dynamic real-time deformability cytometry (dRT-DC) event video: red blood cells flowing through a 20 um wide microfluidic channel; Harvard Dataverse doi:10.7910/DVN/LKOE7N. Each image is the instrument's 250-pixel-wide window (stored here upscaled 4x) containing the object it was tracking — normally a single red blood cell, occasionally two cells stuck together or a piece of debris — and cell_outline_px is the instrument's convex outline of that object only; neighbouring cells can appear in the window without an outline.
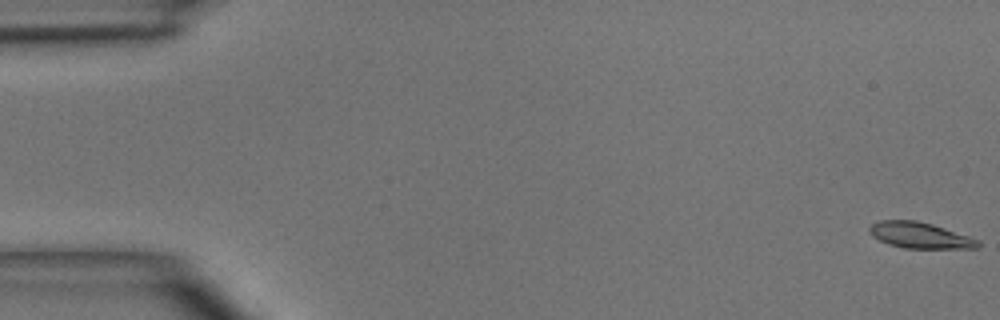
{"species": "common noctule bat (a hibernating species)", "species_latin": "Nyctalus noctula", "temperature_condition": "room temperature", "stored_images_in_passage": 3, "segment_of_instrument_passage": [2, 2], "camera_frame_rate_fps": 3000, "um_per_image_px": 0.085, "animal": {"sex": "male", "body_mass_g": 15.6}, "frame": {"image": 1, "passage_image": 3, "time_ms": 2.333, "image_size_px": [1000, 320], "cell_outline_px": [[980, 248], [904, 248], [888, 244], [872, 236], [868, 232], [868, 228], [872, 224], [880, 220], [916, 220], [932, 224], [980, 240]], "centroid_in_image_um": [78.18, 20.0], "position_along_channel_um": 6.8, "area_um2": 16.42}}